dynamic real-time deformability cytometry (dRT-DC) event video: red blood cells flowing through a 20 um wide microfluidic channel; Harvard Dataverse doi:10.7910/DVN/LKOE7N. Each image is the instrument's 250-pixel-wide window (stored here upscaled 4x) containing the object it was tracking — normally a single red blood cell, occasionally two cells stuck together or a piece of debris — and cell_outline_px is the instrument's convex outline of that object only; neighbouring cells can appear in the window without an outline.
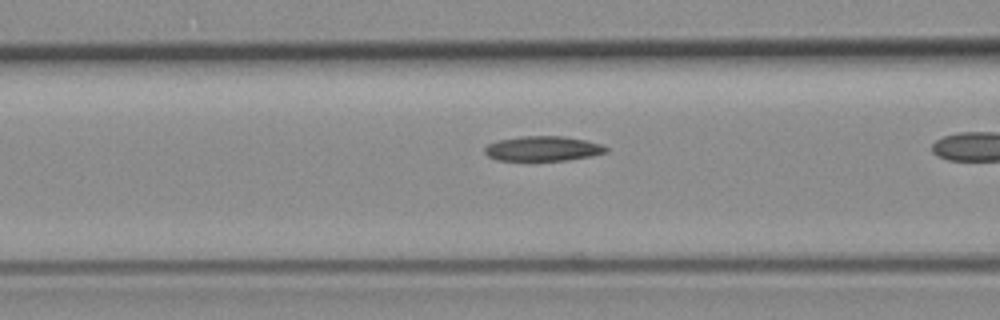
{"species": "common noctule bat (a hibernating species)", "species_latin": "Nyctalus noctula", "temperature_condition": "room temperature", "stored_images_in_passage": 31, "camera_frame_rate_fps": 3000, "um_per_image_px": 0.085, "animal": {"sex": "female", "body_mass_g": 19.3, "forearm_length_mm": 54.1}, "frame": {"image": 1, "passage_image": 10, "time_ms": 3.0, "image_size_px": [1000, 320], "cell_outline_px": [[608, 152], [592, 156], [568, 160], [496, 160], [488, 156], [484, 152], [484, 148], [488, 144], [500, 140], [520, 136], [564, 136], [584, 140], [600, 144], [608, 148]], "centroid_in_image_um": [46.15, 12.63], "position_along_channel_um": 120.4, "area_um2": 17.51}}
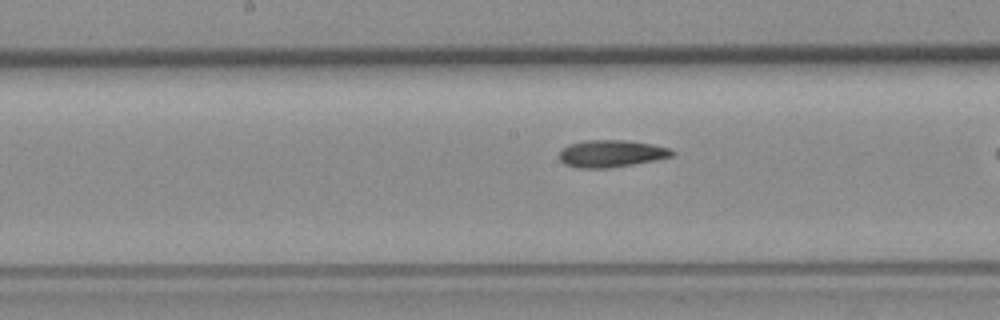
{"frame": {"image": 2, "passage_image": 16, "time_ms": 5.0, "image_size_px": [1000, 320], "cell_outline_px": [[676, 152], [672, 156], [656, 160], [612, 168], [576, 168], [564, 164], [560, 160], [560, 148], [568, 144], [584, 140], [628, 140], [652, 144], [672, 148]], "centroid_in_image_um": [51.96, 13.05], "position_along_channel_um": 196.2, "area_um2": 18.21}}
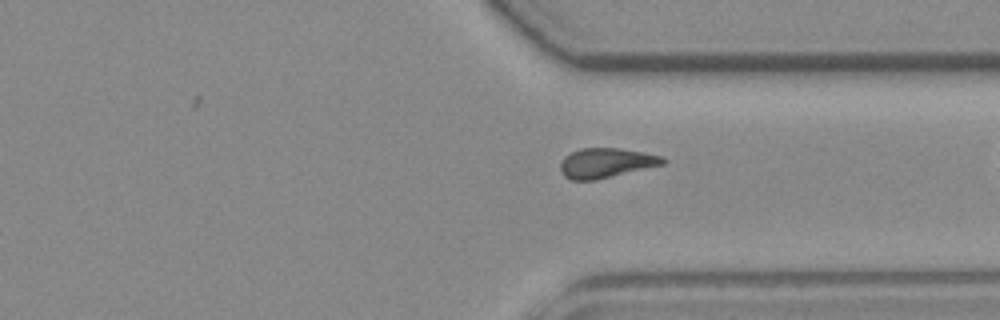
{"frame": {"image": 3, "passage_image": 29, "time_ms": 9.333, "image_size_px": [1000, 320], "cell_outline_px": [[668, 160], [664, 164], [596, 180], [572, 180], [564, 176], [560, 172], [560, 164], [564, 156], [580, 148], [620, 148], [644, 152], [664, 156]], "centroid_in_image_um": [51.53, 13.84], "position_along_channel_um": 359.9, "area_um2": 17.92}}